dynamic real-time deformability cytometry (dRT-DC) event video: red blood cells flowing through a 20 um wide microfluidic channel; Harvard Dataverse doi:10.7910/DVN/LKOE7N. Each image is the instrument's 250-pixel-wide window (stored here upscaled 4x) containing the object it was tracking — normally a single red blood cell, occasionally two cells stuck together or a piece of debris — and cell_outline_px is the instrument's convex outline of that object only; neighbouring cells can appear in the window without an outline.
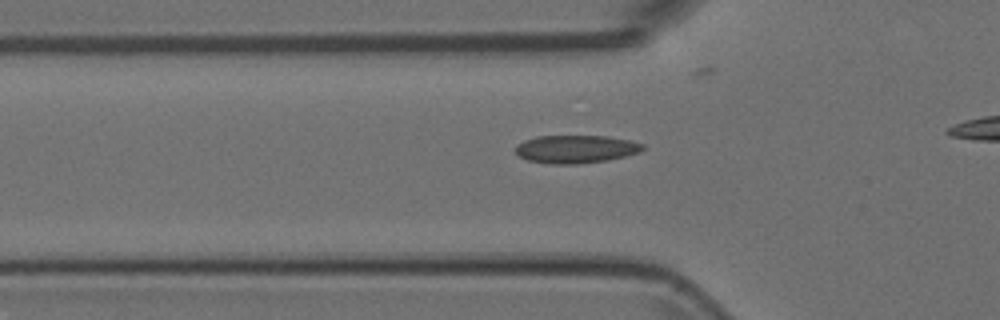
{"species": "Egyptian fruit bat (a non-hibernating species)", "species_latin": "Rousettus aegyptiacus", "temperature_condition": "room temperature", "stored_images_in_passage": 28, "camera_frame_rate_fps": 3000, "um_per_image_px": 0.085, "animal": {"sex": "female"}, "frame": {"image": 1, "passage_image": 2, "time_ms": 0.333, "image_size_px": [1000, 320], "cell_outline_px": [[644, 148], [640, 152], [608, 160], [576, 164], [552, 164], [528, 160], [520, 156], [516, 152], [516, 144], [524, 140], [536, 136], [608, 136], [628, 140], [644, 144]], "centroid_in_image_um": [48.94, 12.67], "position_along_channel_um": 76.9, "area_um2": 20.69}}
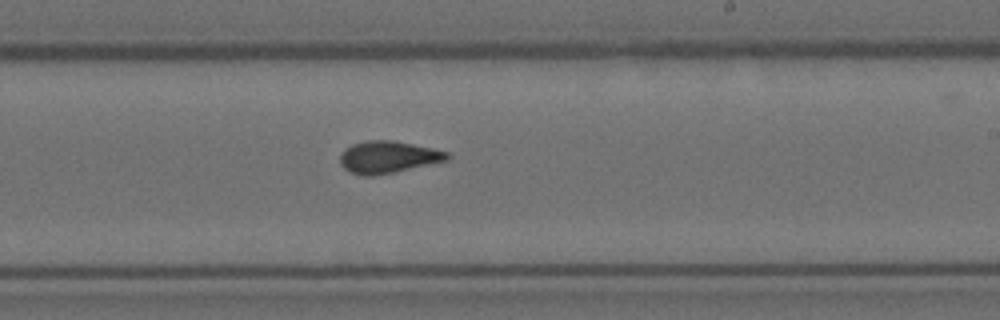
{"frame": {"image": 2, "passage_image": 16, "time_ms": 5.0, "image_size_px": [1000, 320], "cell_outline_px": [[452, 156], [448, 160], [396, 172], [372, 176], [360, 176], [348, 172], [340, 164], [340, 152], [344, 148], [352, 144], [368, 140], [392, 140], [432, 148], [448, 152]], "centroid_in_image_um": [32.95, 13.36], "position_along_channel_um": 256.0, "area_um2": 20.29}}
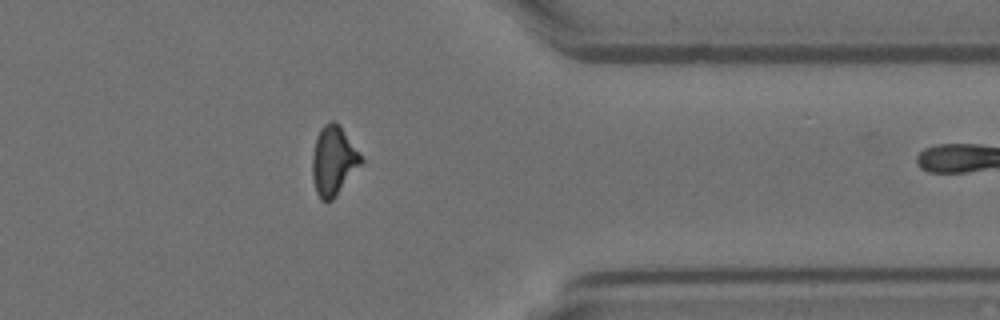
{"frame": {"image": 3, "passage_image": 27, "time_ms": 8.667, "image_size_px": [1000, 320], "cell_outline_px": [[364, 160], [332, 200], [320, 200], [316, 192], [312, 176], [312, 156], [316, 136], [320, 128], [328, 120], [332, 120], [340, 128], [360, 152]], "centroid_in_image_um": [28.32, 13.66], "position_along_channel_um": 383.1, "area_um2": 19.36}}